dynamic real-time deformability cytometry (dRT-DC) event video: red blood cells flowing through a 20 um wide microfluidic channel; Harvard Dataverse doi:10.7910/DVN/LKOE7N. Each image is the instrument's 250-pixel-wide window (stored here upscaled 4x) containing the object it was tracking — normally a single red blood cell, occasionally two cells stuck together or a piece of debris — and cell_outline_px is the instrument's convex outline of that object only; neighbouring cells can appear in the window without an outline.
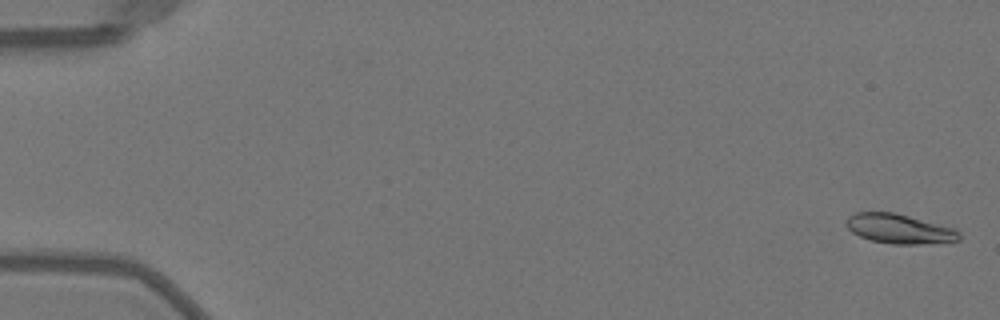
{"species": "Egyptian fruit bat (a non-hibernating species)", "species_latin": "Rousettus aegyptiacus", "temperature_condition": "warm", "stored_images_in_passage": 52, "camera_frame_rate_fps": 3000, "um_per_image_px": 0.085, "animal": {"sex": "female"}, "frame": {"image": 1, "passage_image": 2, "time_ms": 0.333, "image_size_px": [1000, 320], "cell_outline_px": [[960, 240], [920, 244], [892, 244], [872, 240], [860, 236], [852, 232], [844, 224], [848, 216], [856, 212], [892, 212], [956, 228], [960, 232]], "centroid_in_image_um": [76.43, 19.44], "position_along_channel_um": 8.6, "area_um2": 19.36}}
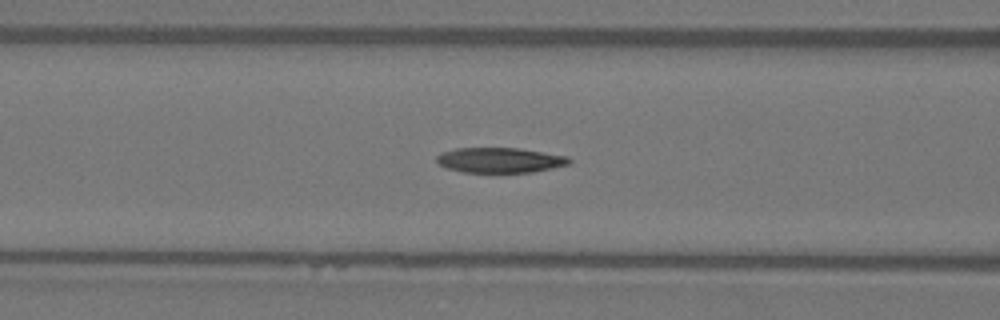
{"frame": {"image": 2, "passage_image": 22, "time_ms": 7.0, "image_size_px": [1000, 320], "cell_outline_px": [[572, 160], [568, 164], [552, 168], [532, 172], [464, 172], [448, 168], [440, 164], [436, 160], [436, 156], [440, 152], [456, 148], [520, 148], [568, 156]], "centroid_in_image_um": [42.49, 13.6], "position_along_channel_um": 124.1, "area_um2": 19.36}}
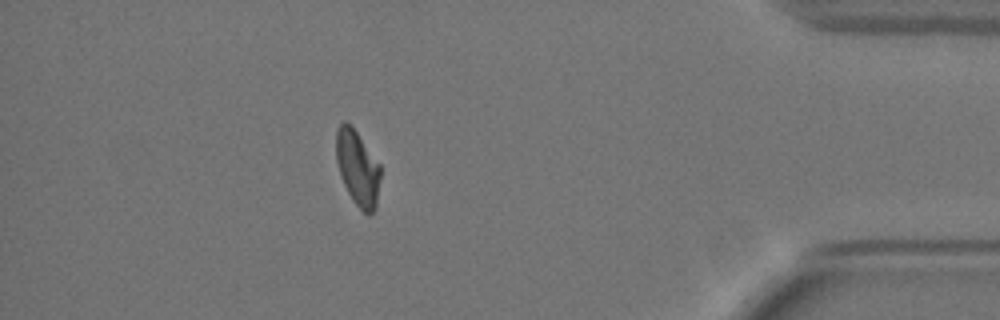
{"frame": {"image": 3, "passage_image": 46, "time_ms": 15.0, "image_size_px": [1000, 320], "cell_outline_px": [[380, 176], [376, 208], [368, 216], [356, 204], [348, 192], [340, 176], [336, 160], [336, 128], [344, 120], [356, 132], [380, 164]], "centroid_in_image_um": [30.39, 14.29], "position_along_channel_um": 404.8, "area_um2": 19.19}, "authors_computed_cell_mechanics": {"area_um2": 19.652, "velocity_mm_per_s": 4.0289, "shape_relaxation_time_tau1_ms": 9.1567, "shape_relaxation_time_tau2_ms": 4.4295, "deformation_change_tau1": 0.2189, "deformation_change_tau2": 0.0999}}